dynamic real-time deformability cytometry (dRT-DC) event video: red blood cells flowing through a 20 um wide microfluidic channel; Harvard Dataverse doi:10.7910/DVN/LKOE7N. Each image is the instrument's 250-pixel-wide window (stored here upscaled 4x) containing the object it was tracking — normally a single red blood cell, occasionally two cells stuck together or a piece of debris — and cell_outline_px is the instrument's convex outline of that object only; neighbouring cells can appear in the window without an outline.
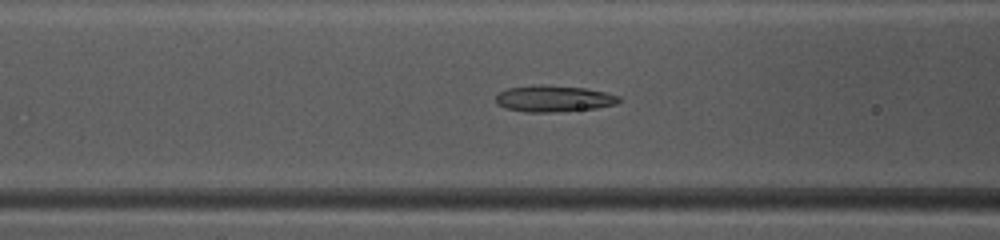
{"species": "common noctule bat (a hibernating species)", "species_latin": "Nyctalus noctula", "temperature_condition": "warm", "stored_images_in_passage": 37, "camera_frame_rate_fps": 3000, "um_per_image_px": 0.085, "animal": {"sex": "female", "body_mass_g": 10.0, "forearm_length_mm": 53.1}, "frame": {"image": 1, "passage_image": 9, "time_ms": 2.667, "image_size_px": [1000, 240], "cell_outline_px": [[624, 100], [616, 104], [596, 108], [556, 112], [524, 112], [504, 108], [496, 104], [496, 96], [500, 92], [508, 88], [540, 84], [544, 84], [584, 88], [604, 92], [620, 96]], "centroid_in_image_um": [47.07, 8.39], "position_along_channel_um": 119.5, "area_um2": 19.13}}
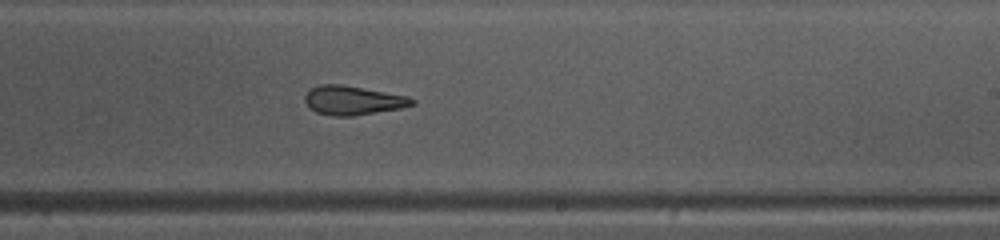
{"frame": {"image": 2, "passage_image": 19, "time_ms": 6.0, "image_size_px": [1000, 240], "cell_outline_px": [[416, 104], [400, 108], [352, 116], [332, 116], [316, 112], [304, 100], [304, 96], [312, 88], [320, 84], [340, 84], [408, 96], [416, 100]], "centroid_in_image_um": [30.01, 8.53], "position_along_channel_um": 259.0, "area_um2": 17.92}}
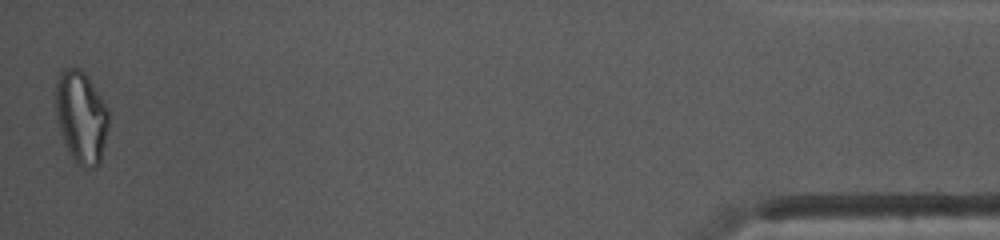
{"frame": {"image": 3, "passage_image": 37, "time_ms": 12.0, "image_size_px": [1000, 240], "cell_outline_px": [[108, 128], [100, 164], [96, 168], [84, 168], [76, 164], [68, 152], [64, 144], [60, 132], [56, 116], [56, 76], [64, 68], [80, 68], [84, 72], [108, 108]], "centroid_in_image_um": [6.89, 9.98], "position_along_channel_um": 428.3, "area_um2": 28.73}, "authors_computed_cell_mechanics": {"area_um2": 19.363, "velocity_mm_per_s": 4.1802, "shape_relaxation_time_tau1_ms": 5.0907, "shape_relaxation_time_tau2_ms": 2.5628, "deformation_change_tau1": 0.1892, "deformation_change_tau2": 0.0849}}